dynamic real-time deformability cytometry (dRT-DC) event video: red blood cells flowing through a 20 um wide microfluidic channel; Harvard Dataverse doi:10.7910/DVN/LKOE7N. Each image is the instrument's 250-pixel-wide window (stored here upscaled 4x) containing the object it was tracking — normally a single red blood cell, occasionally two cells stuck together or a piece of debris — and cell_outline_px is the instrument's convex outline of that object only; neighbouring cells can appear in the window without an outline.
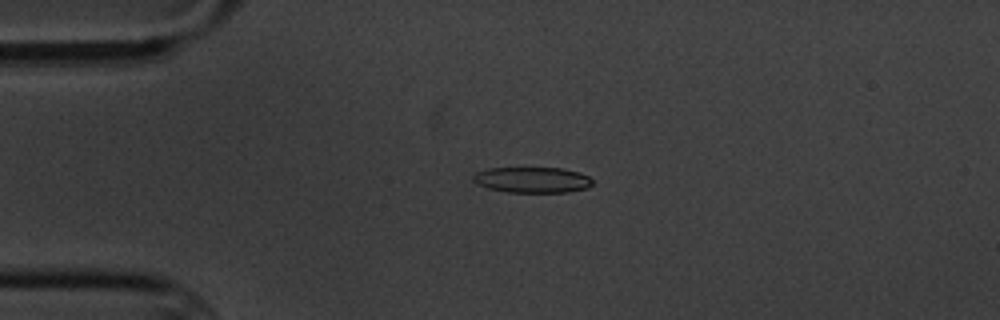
{"species": "common noctule bat (a hibernating species)", "species_latin": "Nyctalus noctula", "temperature_condition": "cold", "stored_images_in_passage": 5, "camera_frame_rate_fps": 3000, "um_per_image_px": 0.085, "animal": {"sex": "male", "body_mass_g": 20.1, "forearm_length_mm": 53.5}, "frame": {"image": 1, "passage_image": 4, "time_ms": 3.333, "image_size_px": [1000, 320], "cell_outline_px": [[592, 184], [588, 188], [568, 192], [508, 192], [488, 188], [476, 184], [472, 180], [472, 176], [476, 172], [488, 168], [560, 168], [580, 172], [588, 176], [592, 180]], "centroid_in_image_um": [45.23, 15.29], "position_along_channel_um": 39.8, "area_um2": 17.98}}